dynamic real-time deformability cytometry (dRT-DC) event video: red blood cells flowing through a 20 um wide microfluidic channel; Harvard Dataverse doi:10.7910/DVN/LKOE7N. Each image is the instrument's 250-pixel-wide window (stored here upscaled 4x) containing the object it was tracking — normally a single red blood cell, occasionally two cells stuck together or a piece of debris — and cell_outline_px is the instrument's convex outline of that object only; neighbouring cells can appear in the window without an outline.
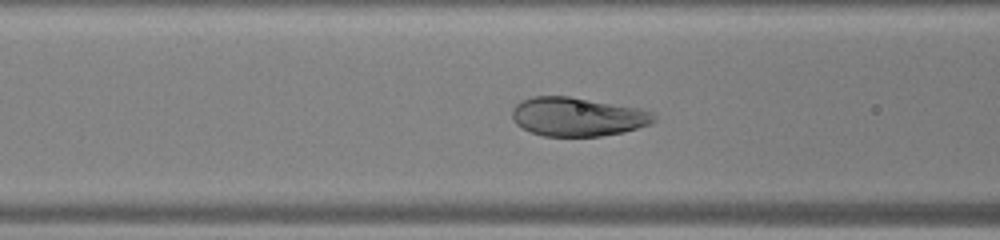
{"species": "human", "species_latin": "Homo sapiens", "temperature_condition": "warm", "stored_images_in_passage": 35, "camera_frame_rate_fps": 3000, "um_per_image_px": 0.085, "donor": {"sex": "male"}, "frame": {"image": 1, "passage_image": 16, "time_ms": 5.0, "image_size_px": [1000, 240], "cell_outline_px": [[656, 120], [652, 124], [624, 132], [600, 136], [544, 136], [532, 132], [516, 124], [512, 120], [512, 108], [520, 100], [532, 96], [568, 96], [640, 108], [652, 112], [656, 116]], "centroid_in_image_um": [49.09, 9.92], "position_along_channel_um": 117.5, "area_um2": 32.25}}
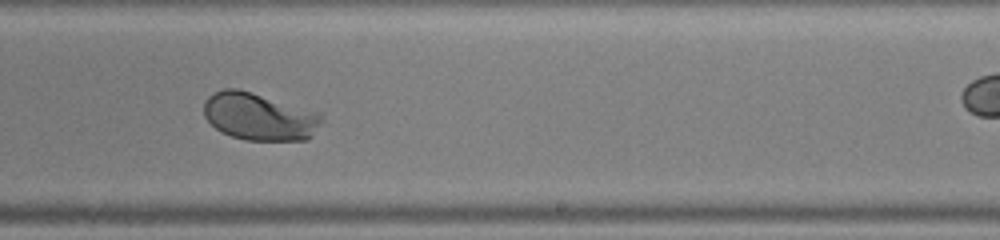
{"frame": {"image": 2, "passage_image": 26, "time_ms": 8.333, "image_size_px": [1000, 240], "cell_outline_px": [[324, 120], [312, 136], [308, 140], [244, 140], [220, 132], [204, 116], [204, 100], [212, 92], [224, 88], [236, 88], [252, 92], [312, 112], [320, 116]], "centroid_in_image_um": [21.97, 9.92], "position_along_channel_um": 267.0, "area_um2": 32.14}}
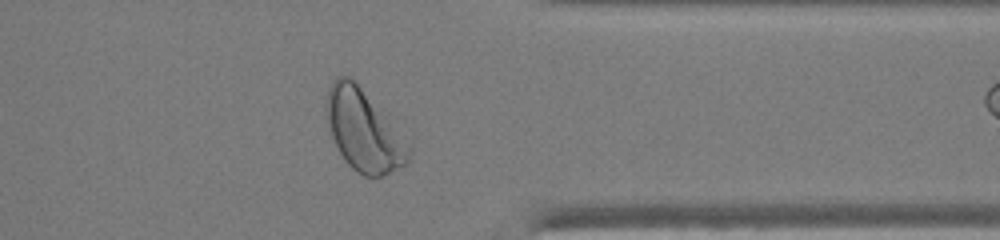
{"frame": {"image": 3, "passage_image": 34, "time_ms": 11.0, "image_size_px": [1000, 240], "cell_outline_px": [[412, 148], [408, 160], [404, 164], [380, 176], [364, 176], [352, 168], [344, 160], [332, 136], [328, 124], [324, 108], [328, 88], [332, 80], [336, 76], [352, 76], [412, 140]], "centroid_in_image_um": [30.96, 11.01], "position_along_channel_um": 380.4, "area_um2": 40.17}}